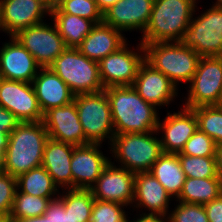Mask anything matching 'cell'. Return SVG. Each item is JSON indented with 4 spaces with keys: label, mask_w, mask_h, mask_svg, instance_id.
<instances>
[{
    "label": "cell",
    "mask_w": 222,
    "mask_h": 222,
    "mask_svg": "<svg viewBox=\"0 0 222 222\" xmlns=\"http://www.w3.org/2000/svg\"><path fill=\"white\" fill-rule=\"evenodd\" d=\"M20 121L9 110L0 106V132L11 134Z\"/></svg>",
    "instance_id": "39"
},
{
    "label": "cell",
    "mask_w": 222,
    "mask_h": 222,
    "mask_svg": "<svg viewBox=\"0 0 222 222\" xmlns=\"http://www.w3.org/2000/svg\"><path fill=\"white\" fill-rule=\"evenodd\" d=\"M209 222H222V194L213 201L204 204Z\"/></svg>",
    "instance_id": "40"
},
{
    "label": "cell",
    "mask_w": 222,
    "mask_h": 222,
    "mask_svg": "<svg viewBox=\"0 0 222 222\" xmlns=\"http://www.w3.org/2000/svg\"><path fill=\"white\" fill-rule=\"evenodd\" d=\"M154 132L114 135L111 149L123 168L134 173L150 171L163 153L160 140L151 136Z\"/></svg>",
    "instance_id": "6"
},
{
    "label": "cell",
    "mask_w": 222,
    "mask_h": 222,
    "mask_svg": "<svg viewBox=\"0 0 222 222\" xmlns=\"http://www.w3.org/2000/svg\"><path fill=\"white\" fill-rule=\"evenodd\" d=\"M184 107L222 105V56L201 57Z\"/></svg>",
    "instance_id": "9"
},
{
    "label": "cell",
    "mask_w": 222,
    "mask_h": 222,
    "mask_svg": "<svg viewBox=\"0 0 222 222\" xmlns=\"http://www.w3.org/2000/svg\"><path fill=\"white\" fill-rule=\"evenodd\" d=\"M74 146L49 138L46 142L42 166L49 173L54 183L72 189V173L70 163Z\"/></svg>",
    "instance_id": "23"
},
{
    "label": "cell",
    "mask_w": 222,
    "mask_h": 222,
    "mask_svg": "<svg viewBox=\"0 0 222 222\" xmlns=\"http://www.w3.org/2000/svg\"><path fill=\"white\" fill-rule=\"evenodd\" d=\"M40 70L32 84L43 114L51 108L65 106L74 101L75 94L57 74L49 68Z\"/></svg>",
    "instance_id": "21"
},
{
    "label": "cell",
    "mask_w": 222,
    "mask_h": 222,
    "mask_svg": "<svg viewBox=\"0 0 222 222\" xmlns=\"http://www.w3.org/2000/svg\"><path fill=\"white\" fill-rule=\"evenodd\" d=\"M213 6L218 7V8H222V0H217L216 4Z\"/></svg>",
    "instance_id": "49"
},
{
    "label": "cell",
    "mask_w": 222,
    "mask_h": 222,
    "mask_svg": "<svg viewBox=\"0 0 222 222\" xmlns=\"http://www.w3.org/2000/svg\"><path fill=\"white\" fill-rule=\"evenodd\" d=\"M222 194V179L213 178H185L181 194L177 198L180 202L204 205Z\"/></svg>",
    "instance_id": "26"
},
{
    "label": "cell",
    "mask_w": 222,
    "mask_h": 222,
    "mask_svg": "<svg viewBox=\"0 0 222 222\" xmlns=\"http://www.w3.org/2000/svg\"><path fill=\"white\" fill-rule=\"evenodd\" d=\"M122 207L124 205L117 202L95 199L90 222H127L128 219Z\"/></svg>",
    "instance_id": "35"
},
{
    "label": "cell",
    "mask_w": 222,
    "mask_h": 222,
    "mask_svg": "<svg viewBox=\"0 0 222 222\" xmlns=\"http://www.w3.org/2000/svg\"><path fill=\"white\" fill-rule=\"evenodd\" d=\"M217 174L222 179V144L217 145L216 149Z\"/></svg>",
    "instance_id": "42"
},
{
    "label": "cell",
    "mask_w": 222,
    "mask_h": 222,
    "mask_svg": "<svg viewBox=\"0 0 222 222\" xmlns=\"http://www.w3.org/2000/svg\"><path fill=\"white\" fill-rule=\"evenodd\" d=\"M132 87L146 102L155 107L167 105L177 96V86L146 60L141 63Z\"/></svg>",
    "instance_id": "18"
},
{
    "label": "cell",
    "mask_w": 222,
    "mask_h": 222,
    "mask_svg": "<svg viewBox=\"0 0 222 222\" xmlns=\"http://www.w3.org/2000/svg\"><path fill=\"white\" fill-rule=\"evenodd\" d=\"M174 43V44H173ZM173 43H140L145 60L162 72L176 86L178 81L191 82L201 58L192 48L183 46L179 41Z\"/></svg>",
    "instance_id": "4"
},
{
    "label": "cell",
    "mask_w": 222,
    "mask_h": 222,
    "mask_svg": "<svg viewBox=\"0 0 222 222\" xmlns=\"http://www.w3.org/2000/svg\"><path fill=\"white\" fill-rule=\"evenodd\" d=\"M115 135L157 131L159 118L154 105L146 102L132 86L105 88Z\"/></svg>",
    "instance_id": "1"
},
{
    "label": "cell",
    "mask_w": 222,
    "mask_h": 222,
    "mask_svg": "<svg viewBox=\"0 0 222 222\" xmlns=\"http://www.w3.org/2000/svg\"><path fill=\"white\" fill-rule=\"evenodd\" d=\"M9 134L7 132H0V154H5L8 146Z\"/></svg>",
    "instance_id": "45"
},
{
    "label": "cell",
    "mask_w": 222,
    "mask_h": 222,
    "mask_svg": "<svg viewBox=\"0 0 222 222\" xmlns=\"http://www.w3.org/2000/svg\"><path fill=\"white\" fill-rule=\"evenodd\" d=\"M11 39L0 50V78L32 83L41 66L14 36Z\"/></svg>",
    "instance_id": "16"
},
{
    "label": "cell",
    "mask_w": 222,
    "mask_h": 222,
    "mask_svg": "<svg viewBox=\"0 0 222 222\" xmlns=\"http://www.w3.org/2000/svg\"><path fill=\"white\" fill-rule=\"evenodd\" d=\"M100 144L74 146L70 169L72 189H90L110 160L99 151ZM94 183V184H92Z\"/></svg>",
    "instance_id": "15"
},
{
    "label": "cell",
    "mask_w": 222,
    "mask_h": 222,
    "mask_svg": "<svg viewBox=\"0 0 222 222\" xmlns=\"http://www.w3.org/2000/svg\"><path fill=\"white\" fill-rule=\"evenodd\" d=\"M3 31L16 35L27 27L42 23L50 10L40 0H0Z\"/></svg>",
    "instance_id": "17"
},
{
    "label": "cell",
    "mask_w": 222,
    "mask_h": 222,
    "mask_svg": "<svg viewBox=\"0 0 222 222\" xmlns=\"http://www.w3.org/2000/svg\"><path fill=\"white\" fill-rule=\"evenodd\" d=\"M95 1L98 9L102 13H104L107 9L116 4L119 0H95Z\"/></svg>",
    "instance_id": "43"
},
{
    "label": "cell",
    "mask_w": 222,
    "mask_h": 222,
    "mask_svg": "<svg viewBox=\"0 0 222 222\" xmlns=\"http://www.w3.org/2000/svg\"><path fill=\"white\" fill-rule=\"evenodd\" d=\"M165 221L169 222H209L204 205L179 202Z\"/></svg>",
    "instance_id": "36"
},
{
    "label": "cell",
    "mask_w": 222,
    "mask_h": 222,
    "mask_svg": "<svg viewBox=\"0 0 222 222\" xmlns=\"http://www.w3.org/2000/svg\"><path fill=\"white\" fill-rule=\"evenodd\" d=\"M161 217L162 218L164 217L163 219H165L164 215L144 213L143 217L141 215V217L139 219H137V221H131V222H165L164 220H162Z\"/></svg>",
    "instance_id": "41"
},
{
    "label": "cell",
    "mask_w": 222,
    "mask_h": 222,
    "mask_svg": "<svg viewBox=\"0 0 222 222\" xmlns=\"http://www.w3.org/2000/svg\"><path fill=\"white\" fill-rule=\"evenodd\" d=\"M32 83L0 78V106L13 113L20 122L42 121Z\"/></svg>",
    "instance_id": "11"
},
{
    "label": "cell",
    "mask_w": 222,
    "mask_h": 222,
    "mask_svg": "<svg viewBox=\"0 0 222 222\" xmlns=\"http://www.w3.org/2000/svg\"><path fill=\"white\" fill-rule=\"evenodd\" d=\"M198 129L212 138L217 145L222 144V105L192 108Z\"/></svg>",
    "instance_id": "30"
},
{
    "label": "cell",
    "mask_w": 222,
    "mask_h": 222,
    "mask_svg": "<svg viewBox=\"0 0 222 222\" xmlns=\"http://www.w3.org/2000/svg\"><path fill=\"white\" fill-rule=\"evenodd\" d=\"M75 94L104 89L99 76V63L84 56L77 48L67 47L48 67Z\"/></svg>",
    "instance_id": "5"
},
{
    "label": "cell",
    "mask_w": 222,
    "mask_h": 222,
    "mask_svg": "<svg viewBox=\"0 0 222 222\" xmlns=\"http://www.w3.org/2000/svg\"><path fill=\"white\" fill-rule=\"evenodd\" d=\"M185 177L213 178L217 174L216 157L178 155Z\"/></svg>",
    "instance_id": "32"
},
{
    "label": "cell",
    "mask_w": 222,
    "mask_h": 222,
    "mask_svg": "<svg viewBox=\"0 0 222 222\" xmlns=\"http://www.w3.org/2000/svg\"><path fill=\"white\" fill-rule=\"evenodd\" d=\"M0 28L1 30H3L2 23H1V6H0Z\"/></svg>",
    "instance_id": "50"
},
{
    "label": "cell",
    "mask_w": 222,
    "mask_h": 222,
    "mask_svg": "<svg viewBox=\"0 0 222 222\" xmlns=\"http://www.w3.org/2000/svg\"><path fill=\"white\" fill-rule=\"evenodd\" d=\"M155 0H119L103 13V22L118 30L145 31Z\"/></svg>",
    "instance_id": "19"
},
{
    "label": "cell",
    "mask_w": 222,
    "mask_h": 222,
    "mask_svg": "<svg viewBox=\"0 0 222 222\" xmlns=\"http://www.w3.org/2000/svg\"><path fill=\"white\" fill-rule=\"evenodd\" d=\"M216 149L217 144L215 141L206 133L197 129L178 155L216 157Z\"/></svg>",
    "instance_id": "34"
},
{
    "label": "cell",
    "mask_w": 222,
    "mask_h": 222,
    "mask_svg": "<svg viewBox=\"0 0 222 222\" xmlns=\"http://www.w3.org/2000/svg\"><path fill=\"white\" fill-rule=\"evenodd\" d=\"M42 122L51 139L73 146L89 144L79 121L74 101L65 106L49 109L43 114Z\"/></svg>",
    "instance_id": "14"
},
{
    "label": "cell",
    "mask_w": 222,
    "mask_h": 222,
    "mask_svg": "<svg viewBox=\"0 0 222 222\" xmlns=\"http://www.w3.org/2000/svg\"><path fill=\"white\" fill-rule=\"evenodd\" d=\"M179 42L201 57L222 56V8L212 6L197 19H191Z\"/></svg>",
    "instance_id": "8"
},
{
    "label": "cell",
    "mask_w": 222,
    "mask_h": 222,
    "mask_svg": "<svg viewBox=\"0 0 222 222\" xmlns=\"http://www.w3.org/2000/svg\"><path fill=\"white\" fill-rule=\"evenodd\" d=\"M196 0H155L142 44L180 41L189 27Z\"/></svg>",
    "instance_id": "3"
},
{
    "label": "cell",
    "mask_w": 222,
    "mask_h": 222,
    "mask_svg": "<svg viewBox=\"0 0 222 222\" xmlns=\"http://www.w3.org/2000/svg\"><path fill=\"white\" fill-rule=\"evenodd\" d=\"M172 196L163 185L150 173H135L134 200L138 207L145 206L151 210L150 214L166 215L169 198Z\"/></svg>",
    "instance_id": "24"
},
{
    "label": "cell",
    "mask_w": 222,
    "mask_h": 222,
    "mask_svg": "<svg viewBox=\"0 0 222 222\" xmlns=\"http://www.w3.org/2000/svg\"><path fill=\"white\" fill-rule=\"evenodd\" d=\"M125 43L126 40L121 35V30L101 22L93 27L77 49L87 58L99 62Z\"/></svg>",
    "instance_id": "22"
},
{
    "label": "cell",
    "mask_w": 222,
    "mask_h": 222,
    "mask_svg": "<svg viewBox=\"0 0 222 222\" xmlns=\"http://www.w3.org/2000/svg\"><path fill=\"white\" fill-rule=\"evenodd\" d=\"M43 215L49 216L52 222H67L64 203L60 196L49 202L47 210Z\"/></svg>",
    "instance_id": "38"
},
{
    "label": "cell",
    "mask_w": 222,
    "mask_h": 222,
    "mask_svg": "<svg viewBox=\"0 0 222 222\" xmlns=\"http://www.w3.org/2000/svg\"><path fill=\"white\" fill-rule=\"evenodd\" d=\"M163 130L165 135L160 139L164 153H180L185 143L198 129L193 109L184 107L178 113H168L163 124L158 122L157 131Z\"/></svg>",
    "instance_id": "20"
},
{
    "label": "cell",
    "mask_w": 222,
    "mask_h": 222,
    "mask_svg": "<svg viewBox=\"0 0 222 222\" xmlns=\"http://www.w3.org/2000/svg\"><path fill=\"white\" fill-rule=\"evenodd\" d=\"M16 190V177L4 171L0 173V214H10Z\"/></svg>",
    "instance_id": "37"
},
{
    "label": "cell",
    "mask_w": 222,
    "mask_h": 222,
    "mask_svg": "<svg viewBox=\"0 0 222 222\" xmlns=\"http://www.w3.org/2000/svg\"><path fill=\"white\" fill-rule=\"evenodd\" d=\"M5 154H0V173H2L3 170V159H4Z\"/></svg>",
    "instance_id": "48"
},
{
    "label": "cell",
    "mask_w": 222,
    "mask_h": 222,
    "mask_svg": "<svg viewBox=\"0 0 222 222\" xmlns=\"http://www.w3.org/2000/svg\"><path fill=\"white\" fill-rule=\"evenodd\" d=\"M52 199L32 196L16 190L10 216L12 220L42 216Z\"/></svg>",
    "instance_id": "31"
},
{
    "label": "cell",
    "mask_w": 222,
    "mask_h": 222,
    "mask_svg": "<svg viewBox=\"0 0 222 222\" xmlns=\"http://www.w3.org/2000/svg\"><path fill=\"white\" fill-rule=\"evenodd\" d=\"M13 222H52L49 216H37L32 218L14 219Z\"/></svg>",
    "instance_id": "44"
},
{
    "label": "cell",
    "mask_w": 222,
    "mask_h": 222,
    "mask_svg": "<svg viewBox=\"0 0 222 222\" xmlns=\"http://www.w3.org/2000/svg\"><path fill=\"white\" fill-rule=\"evenodd\" d=\"M66 47L77 48L96 25L93 21L68 13H50Z\"/></svg>",
    "instance_id": "27"
},
{
    "label": "cell",
    "mask_w": 222,
    "mask_h": 222,
    "mask_svg": "<svg viewBox=\"0 0 222 222\" xmlns=\"http://www.w3.org/2000/svg\"><path fill=\"white\" fill-rule=\"evenodd\" d=\"M125 43L117 51L102 58L99 76L104 89L113 86H132L145 56L129 51Z\"/></svg>",
    "instance_id": "12"
},
{
    "label": "cell",
    "mask_w": 222,
    "mask_h": 222,
    "mask_svg": "<svg viewBox=\"0 0 222 222\" xmlns=\"http://www.w3.org/2000/svg\"><path fill=\"white\" fill-rule=\"evenodd\" d=\"M61 199L67 222H90L94 197L90 189H69Z\"/></svg>",
    "instance_id": "29"
},
{
    "label": "cell",
    "mask_w": 222,
    "mask_h": 222,
    "mask_svg": "<svg viewBox=\"0 0 222 222\" xmlns=\"http://www.w3.org/2000/svg\"><path fill=\"white\" fill-rule=\"evenodd\" d=\"M14 37L31 53L41 68H48L67 48L55 23L54 28L43 22L27 27Z\"/></svg>",
    "instance_id": "10"
},
{
    "label": "cell",
    "mask_w": 222,
    "mask_h": 222,
    "mask_svg": "<svg viewBox=\"0 0 222 222\" xmlns=\"http://www.w3.org/2000/svg\"><path fill=\"white\" fill-rule=\"evenodd\" d=\"M50 13H68L93 21L95 24L103 22V13L93 0H60L59 5Z\"/></svg>",
    "instance_id": "33"
},
{
    "label": "cell",
    "mask_w": 222,
    "mask_h": 222,
    "mask_svg": "<svg viewBox=\"0 0 222 222\" xmlns=\"http://www.w3.org/2000/svg\"><path fill=\"white\" fill-rule=\"evenodd\" d=\"M17 190L20 192L43 198H51L58 191L57 186L43 166L29 170L17 178ZM20 187V188H19Z\"/></svg>",
    "instance_id": "28"
},
{
    "label": "cell",
    "mask_w": 222,
    "mask_h": 222,
    "mask_svg": "<svg viewBox=\"0 0 222 222\" xmlns=\"http://www.w3.org/2000/svg\"><path fill=\"white\" fill-rule=\"evenodd\" d=\"M50 11L52 9H55L59 3L60 0H40Z\"/></svg>",
    "instance_id": "46"
},
{
    "label": "cell",
    "mask_w": 222,
    "mask_h": 222,
    "mask_svg": "<svg viewBox=\"0 0 222 222\" xmlns=\"http://www.w3.org/2000/svg\"><path fill=\"white\" fill-rule=\"evenodd\" d=\"M0 222H13L10 214H0Z\"/></svg>",
    "instance_id": "47"
},
{
    "label": "cell",
    "mask_w": 222,
    "mask_h": 222,
    "mask_svg": "<svg viewBox=\"0 0 222 222\" xmlns=\"http://www.w3.org/2000/svg\"><path fill=\"white\" fill-rule=\"evenodd\" d=\"M135 173L109 162L90 190L94 199L117 202L124 206L134 200Z\"/></svg>",
    "instance_id": "13"
},
{
    "label": "cell",
    "mask_w": 222,
    "mask_h": 222,
    "mask_svg": "<svg viewBox=\"0 0 222 222\" xmlns=\"http://www.w3.org/2000/svg\"><path fill=\"white\" fill-rule=\"evenodd\" d=\"M48 132L42 121L20 122L9 134L3 170L14 177L42 166Z\"/></svg>",
    "instance_id": "2"
},
{
    "label": "cell",
    "mask_w": 222,
    "mask_h": 222,
    "mask_svg": "<svg viewBox=\"0 0 222 222\" xmlns=\"http://www.w3.org/2000/svg\"><path fill=\"white\" fill-rule=\"evenodd\" d=\"M171 196L181 194L185 174L179 161L178 153H162L149 171Z\"/></svg>",
    "instance_id": "25"
},
{
    "label": "cell",
    "mask_w": 222,
    "mask_h": 222,
    "mask_svg": "<svg viewBox=\"0 0 222 222\" xmlns=\"http://www.w3.org/2000/svg\"><path fill=\"white\" fill-rule=\"evenodd\" d=\"M74 102L87 142L100 144L105 137L110 138L112 142L115 133L110 103L105 90L77 94L74 96Z\"/></svg>",
    "instance_id": "7"
}]
</instances>
